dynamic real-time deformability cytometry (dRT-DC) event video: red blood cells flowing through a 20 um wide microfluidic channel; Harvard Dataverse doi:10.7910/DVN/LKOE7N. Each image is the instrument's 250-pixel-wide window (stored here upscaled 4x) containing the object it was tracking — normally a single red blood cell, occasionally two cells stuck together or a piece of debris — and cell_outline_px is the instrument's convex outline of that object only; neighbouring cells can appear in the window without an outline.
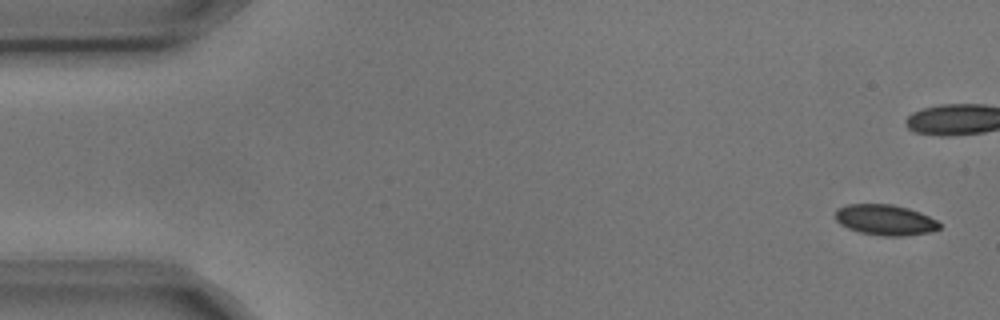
{"species": "common noctule bat (a hibernating species)", "species_latin": "Nyctalus noctula", "temperature_condition": "cold", "stored_images_in_passage": 15, "camera_frame_rate_fps": 3000, "um_per_image_px": 0.085, "animal": {"sex": "male", "body_mass_g": 17.9, "forearm_length_mm": 54.2}, "frame": {"image": 1, "passage_image": 1, "time_ms": 0.0, "image_size_px": [1000, 320], "cell_outline_px": [[940, 228], [928, 232], [904, 236], [880, 236], [860, 232], [848, 228], [840, 224], [836, 220], [836, 208], [848, 204], [892, 204], [908, 208], [920, 212], [936, 220], [940, 224]], "centroid_in_image_um": [75.22, 18.69], "position_along_channel_um": 9.8, "area_um2": 18.55}}
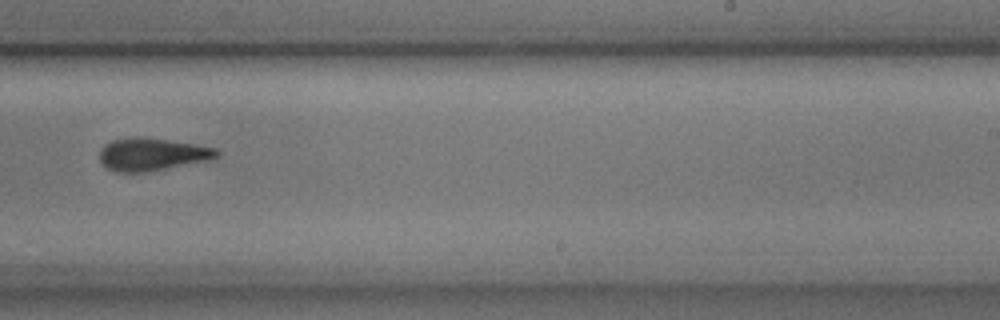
{"frame": {"image": 2, "passage_image": 10, "time_ms": 3.0, "image_size_px": [1000, 320], "cell_outline_px": [[220, 156], [212, 160], [144, 172], [116, 172], [104, 168], [100, 160], [100, 148], [104, 144], [112, 140], [128, 136], [140, 136], [196, 144], [216, 148], [220, 152]], "centroid_in_image_um": [12.91, 13.11], "position_along_channel_um": 276.1, "area_um2": 22.72}}